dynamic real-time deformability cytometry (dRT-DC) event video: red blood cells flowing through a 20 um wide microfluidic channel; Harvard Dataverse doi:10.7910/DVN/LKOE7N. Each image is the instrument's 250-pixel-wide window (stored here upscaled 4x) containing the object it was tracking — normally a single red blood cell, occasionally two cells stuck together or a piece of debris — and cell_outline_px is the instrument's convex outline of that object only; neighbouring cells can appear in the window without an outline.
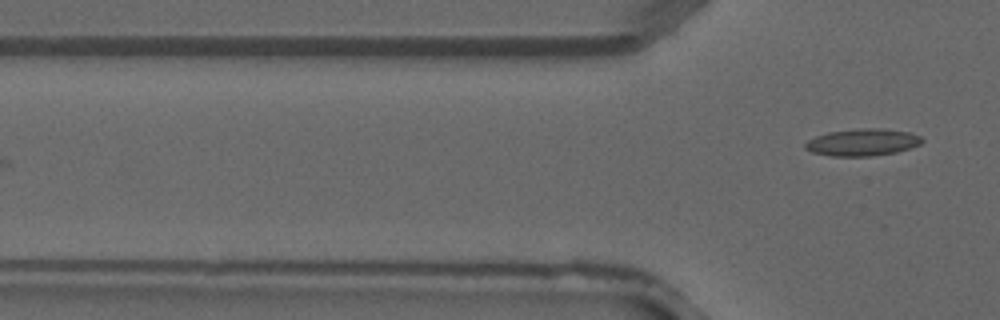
{"species": "common noctule bat (a hibernating species)", "species_latin": "Nyctalus noctula", "temperature_condition": "warm", "stored_images_in_passage": 3, "camera_frame_rate_fps": 3000, "um_per_image_px": 0.085, "animal": {"sex": "male", "forearm_length_mm": 52.5}, "frame": {"image": 1, "passage_image": 3, "time_ms": 0.667, "image_size_px": [1000, 320], "cell_outline_px": [[924, 140], [920, 144], [896, 152], [872, 156], [832, 156], [812, 152], [804, 148], [804, 144], [808, 140], [816, 136], [828, 132], [856, 128], [880, 128], [908, 132], [920, 136]], "centroid_in_image_um": [73.29, 12.09], "position_along_channel_um": 52.5, "area_um2": 18.38}}